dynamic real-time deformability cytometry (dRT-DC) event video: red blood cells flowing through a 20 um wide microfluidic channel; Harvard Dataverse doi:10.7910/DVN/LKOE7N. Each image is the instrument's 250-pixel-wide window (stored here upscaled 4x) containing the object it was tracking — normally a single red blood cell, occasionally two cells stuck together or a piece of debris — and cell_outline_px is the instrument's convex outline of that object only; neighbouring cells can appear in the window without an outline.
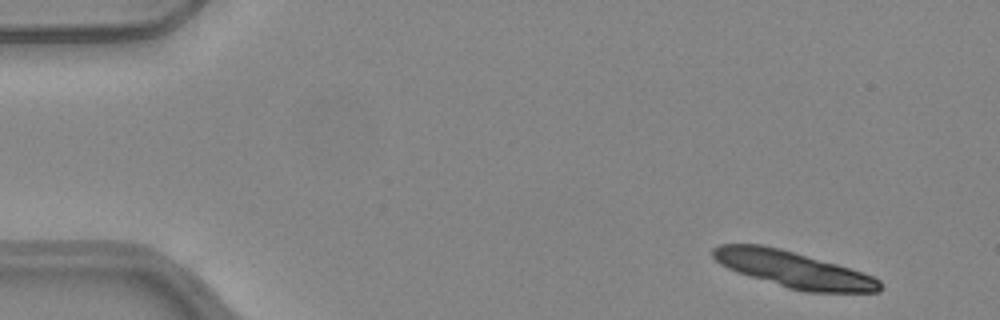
{"species": "common noctule bat (a hibernating species)", "species_latin": "Nyctalus noctula", "temperature_condition": "warm", "stored_images_in_passage": 12, "camera_frame_rate_fps": 3000, "um_per_image_px": 0.085, "animal": {"sex": "female", "body_mass_g": 24.6, "forearm_length_mm": 56.2}, "frame": {"image": 1, "passage_image": 1, "time_ms": 0.0, "image_size_px": [1000, 320], "cell_outline_px": [[880, 292], [804, 292], [788, 288], [736, 272], [720, 264], [712, 256], [712, 248], [720, 244], [764, 244], [780, 248], [836, 264], [872, 276], [880, 280]], "centroid_in_image_um": [67.38, 22.9], "position_along_channel_um": 17.6, "area_um2": 34.97}}